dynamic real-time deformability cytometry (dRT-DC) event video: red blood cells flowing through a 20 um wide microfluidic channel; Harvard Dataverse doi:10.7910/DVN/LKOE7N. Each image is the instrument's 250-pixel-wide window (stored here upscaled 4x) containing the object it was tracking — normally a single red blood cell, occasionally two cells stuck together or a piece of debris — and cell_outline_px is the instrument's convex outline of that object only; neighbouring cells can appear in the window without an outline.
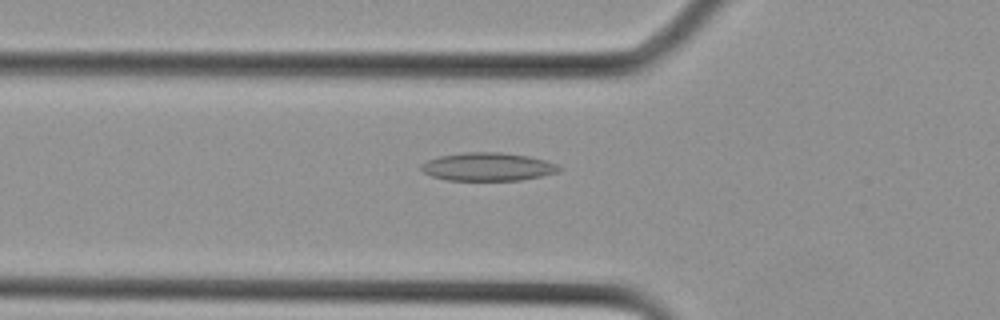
{"species": "Egyptian fruit bat (a non-hibernating species)", "species_latin": "Rousettus aegyptiacus", "temperature_condition": "cold", "stored_images_in_passage": 14, "camera_frame_rate_fps": 3000, "um_per_image_px": 0.085, "animal": {"sex": "female"}, "frame": {"image": 1, "passage_image": 10, "time_ms": 3.0, "image_size_px": [1000, 320], "cell_outline_px": [[564, 168], [560, 172], [520, 180], [448, 180], [432, 176], [424, 172], [420, 168], [420, 164], [428, 160], [440, 156], [464, 152], [500, 152], [528, 156], [544, 160], [556, 164]], "centroid_in_image_um": [41.48, 14.17], "position_along_channel_um": 84.3, "area_um2": 22.6}}
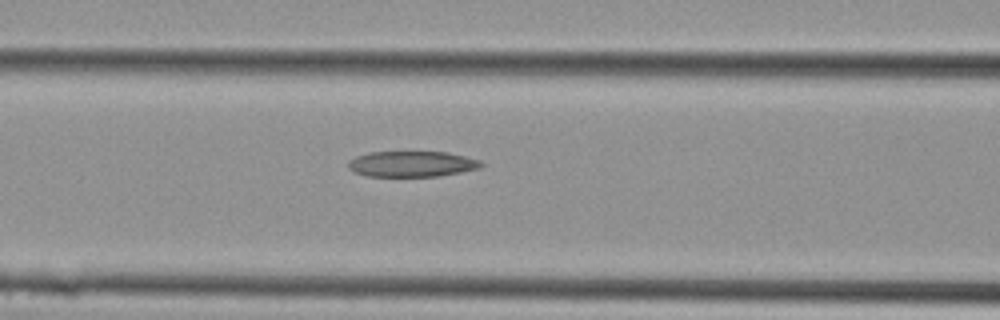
{"frame": {"image": 2, "passage_image": 12, "time_ms": 3.667, "image_size_px": [1000, 320], "cell_outline_px": [[484, 164], [480, 168], [460, 172], [436, 176], [368, 176], [352, 172], [348, 168], [348, 160], [356, 156], [368, 152], [448, 152], [480, 160]], "centroid_in_image_um": [34.97, 13.93], "position_along_channel_um": 131.6, "area_um2": 19.94}}
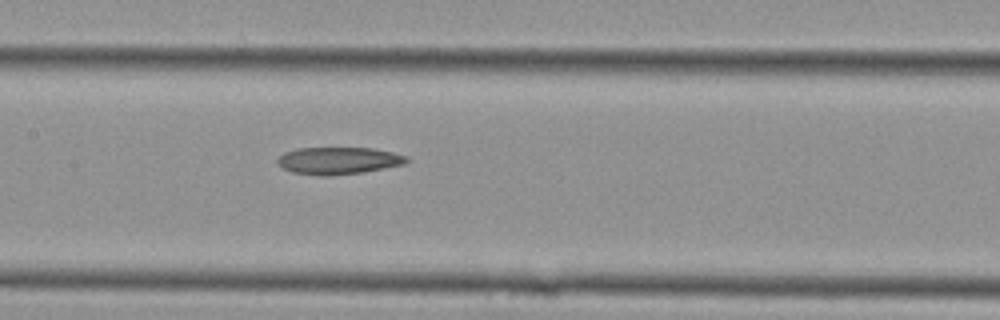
{"frame": {"image": 3, "passage_image": 14, "time_ms": 4.333, "image_size_px": [1000, 320], "cell_outline_px": [[408, 160], [404, 164], [384, 168], [360, 172], [328, 176], [320, 176], [292, 172], [284, 168], [276, 160], [284, 152], [296, 148], [372, 148], [392, 152], [408, 156]], "centroid_in_image_um": [28.76, 13.65], "position_along_channel_um": 178.6, "area_um2": 20.29}}